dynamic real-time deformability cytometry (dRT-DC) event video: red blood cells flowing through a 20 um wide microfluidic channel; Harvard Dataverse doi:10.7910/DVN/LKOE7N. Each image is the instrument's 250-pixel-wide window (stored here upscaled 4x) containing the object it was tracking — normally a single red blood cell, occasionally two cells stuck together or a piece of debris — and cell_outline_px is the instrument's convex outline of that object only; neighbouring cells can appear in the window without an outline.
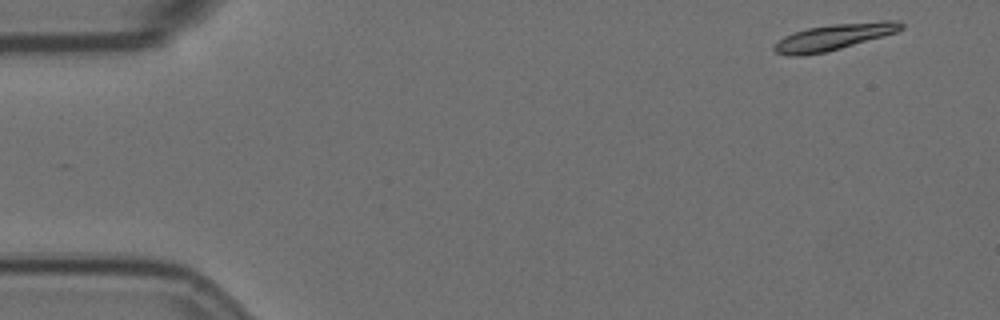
{"species": "Egyptian fruit bat (a non-hibernating species)", "species_latin": "Rousettus aegyptiacus", "temperature_condition": "room temperature", "stored_images_in_passage": 4, "camera_frame_rate_fps": 3000, "um_per_image_px": 0.085, "animal": {"sex": "female"}, "frame": {"image": 1, "passage_image": 1, "time_ms": 0.0, "image_size_px": [1000, 320], "cell_outline_px": [[904, 28], [896, 32], [884, 36], [840, 48], [824, 52], [804, 56], [788, 56], [776, 52], [772, 48], [772, 44], [784, 36], [792, 32], [808, 28], [832, 24], [884, 20], [900, 20], [904, 24]], "centroid_in_image_um": [70.86, 3.13], "position_along_channel_um": 14.1, "area_um2": 19.59}}